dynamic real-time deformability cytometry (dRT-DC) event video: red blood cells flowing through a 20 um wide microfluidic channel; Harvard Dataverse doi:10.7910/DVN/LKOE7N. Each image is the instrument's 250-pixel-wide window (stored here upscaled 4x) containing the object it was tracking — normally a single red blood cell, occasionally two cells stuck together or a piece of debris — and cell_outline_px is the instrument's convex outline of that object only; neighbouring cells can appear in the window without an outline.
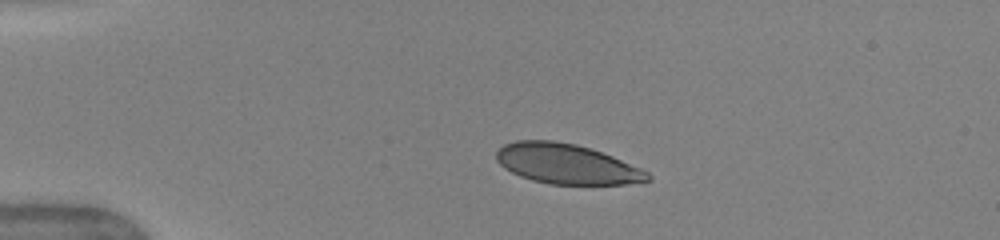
{"species": "human", "species_latin": "Homo sapiens", "temperature_condition": "warm", "stored_images_in_passage": 35, "camera_frame_rate_fps": 3000, "um_per_image_px": 0.085, "donor": {"sex": "female"}, "frame": {"image": 1, "passage_image": 1, "time_ms": 0.0, "image_size_px": [1000, 240], "cell_outline_px": [[652, 180], [624, 184], [548, 184], [532, 180], [520, 176], [504, 168], [496, 160], [496, 152], [504, 144], [516, 140], [552, 140], [576, 144], [612, 156], [640, 168], [648, 172], [652, 176]], "centroid_in_image_um": [48.14, 13.93], "position_along_channel_um": 36.9, "area_um2": 35.14}}
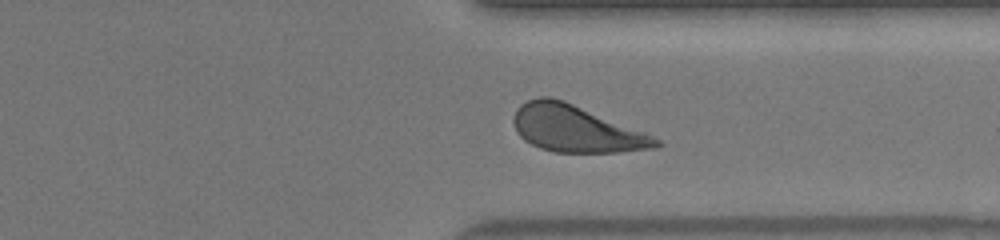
{"frame": {"image": 2, "passage_image": 29, "time_ms": 9.333, "image_size_px": [1000, 240], "cell_outline_px": [[664, 144], [660, 148], [620, 152], [552, 152], [540, 148], [524, 140], [516, 132], [512, 120], [516, 108], [520, 104], [528, 100], [540, 96], [552, 96], [564, 100], [644, 132], [660, 140]], "centroid_in_image_um": [48.94, 10.94], "position_along_channel_um": 362.5, "area_um2": 38.96}}
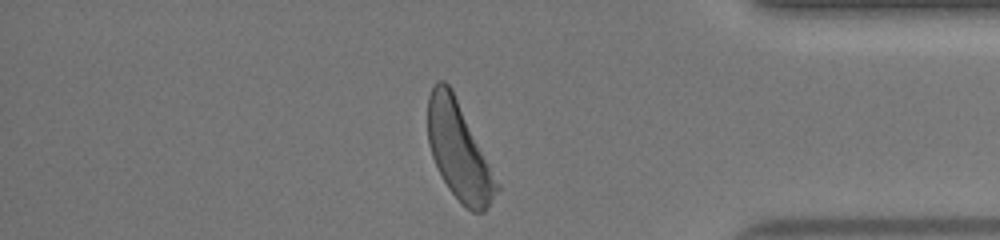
{"frame": {"image": 3, "passage_image": 33, "time_ms": 10.667, "image_size_px": [1000, 240], "cell_outline_px": [[500, 188], [484, 212], [472, 212], [448, 188], [440, 176], [432, 156], [428, 144], [428, 96], [436, 80], [444, 80], [452, 88]], "centroid_in_image_um": [38.96, 12.8], "position_along_channel_um": 396.2, "area_um2": 38.21}, "authors_computed_cell_mechanics": {"area_um2": 39.1306, "velocity_mm_per_s": 4.0229, "shape_relaxation_time_tau1_ms": 3.1294, "shape_relaxation_time_tau2_ms": null, "deformation_change_tau1": 0.1523, "deformation_change_tau2": null}}